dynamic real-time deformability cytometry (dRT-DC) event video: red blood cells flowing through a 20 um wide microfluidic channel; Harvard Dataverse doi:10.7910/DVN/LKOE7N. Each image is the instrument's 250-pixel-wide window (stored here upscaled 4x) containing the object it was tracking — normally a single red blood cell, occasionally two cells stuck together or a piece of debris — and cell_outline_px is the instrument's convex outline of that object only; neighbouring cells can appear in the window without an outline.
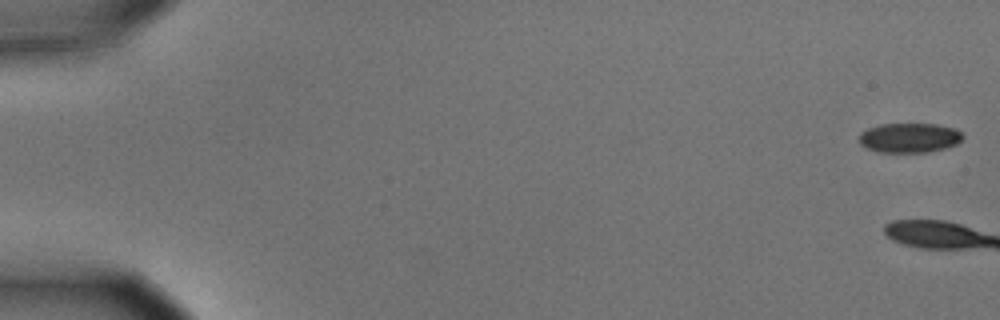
{"species": "common noctule bat (a hibernating species)", "species_latin": "Nyctalus noctula", "temperature_condition": "cold", "stored_images_in_passage": 6, "camera_frame_rate_fps": 3000, "um_per_image_px": 0.085, "animal": {"sex": "male", "body_mass_g": 15.6}, "frame": {"image": 1, "passage_image": 1, "time_ms": 0.0, "image_size_px": [1000, 320], "cell_outline_px": [[964, 136], [956, 144], [944, 148], [928, 152], [880, 152], [868, 148], [860, 144], [860, 132], [868, 128], [880, 124], [936, 124], [956, 128]], "centroid_in_image_um": [77.3, 11.7], "position_along_channel_um": 7.7, "area_um2": 17.8}}